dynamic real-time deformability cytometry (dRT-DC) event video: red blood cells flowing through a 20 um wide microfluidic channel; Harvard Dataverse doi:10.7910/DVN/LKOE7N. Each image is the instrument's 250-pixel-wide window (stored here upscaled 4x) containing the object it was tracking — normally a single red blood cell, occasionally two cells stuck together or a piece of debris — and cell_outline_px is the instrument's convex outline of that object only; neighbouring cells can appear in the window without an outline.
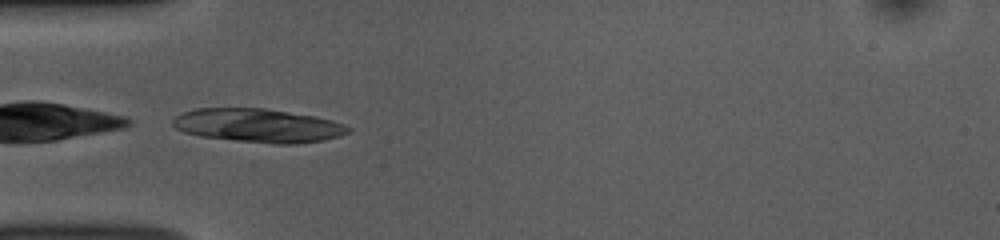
{"species": "common noctule bat (a hibernating species)", "species_latin": "Nyctalus noctula", "temperature_condition": "room temperature", "stored_images_in_passage": 23, "camera_frame_rate_fps": 3000, "um_per_image_px": 0.085, "animal": {"sex": "female", "body_mass_g": 10.0, "forearm_length_mm": 53.1}, "frame": {"image": 1, "passage_image": 1, "time_ms": 0.0, "image_size_px": [1000, 240], "cell_outline_px": [[352, 128], [348, 132], [340, 136], [324, 140], [296, 144], [272, 144], [200, 136], [184, 132], [176, 128], [172, 124], [172, 120], [176, 116], [184, 112], [196, 108], [264, 108], [316, 116], [332, 120], [344, 124]], "centroid_in_image_um": [21.97, 10.67], "position_along_channel_um": 63.0, "area_um2": 34.45}}
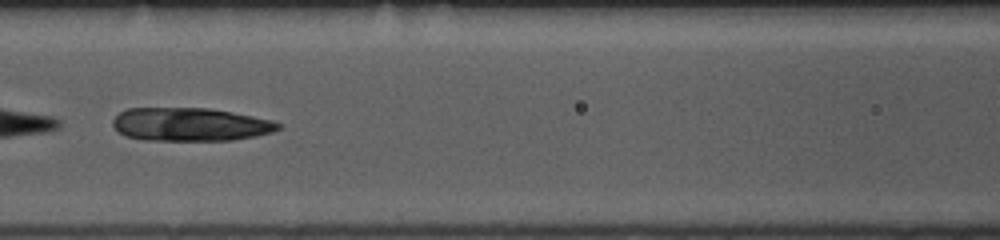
{"frame": {"image": 2, "passage_image": 8, "time_ms": 2.333, "image_size_px": [1000, 240], "cell_outline_px": [[280, 128], [272, 132], [232, 140], [144, 140], [128, 136], [120, 132], [112, 124], [112, 120], [120, 112], [128, 108], [208, 108], [232, 112], [272, 120], [280, 124]], "centroid_in_image_um": [16.15, 10.57], "position_along_channel_um": 150.4, "area_um2": 31.79}}
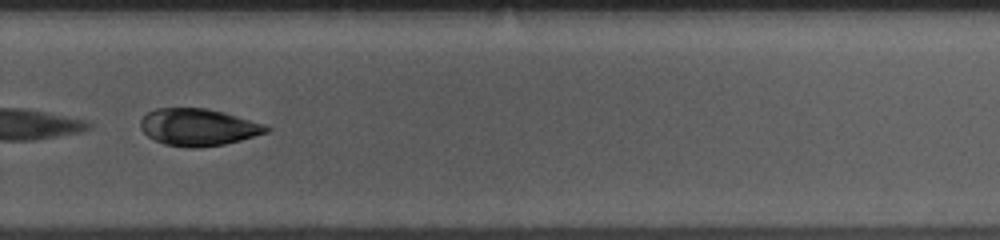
{"frame": {"image": 3, "passage_image": 21, "time_ms": 6.667, "image_size_px": [1000, 240], "cell_outline_px": [[272, 128], [268, 132], [240, 140], [224, 144], [196, 148], [188, 148], [164, 144], [148, 136], [140, 128], [140, 120], [148, 112], [156, 108], [208, 108], [224, 112], [264, 124]], "centroid_in_image_um": [16.85, 10.81], "position_along_channel_um": 313.0, "area_um2": 27.17}}